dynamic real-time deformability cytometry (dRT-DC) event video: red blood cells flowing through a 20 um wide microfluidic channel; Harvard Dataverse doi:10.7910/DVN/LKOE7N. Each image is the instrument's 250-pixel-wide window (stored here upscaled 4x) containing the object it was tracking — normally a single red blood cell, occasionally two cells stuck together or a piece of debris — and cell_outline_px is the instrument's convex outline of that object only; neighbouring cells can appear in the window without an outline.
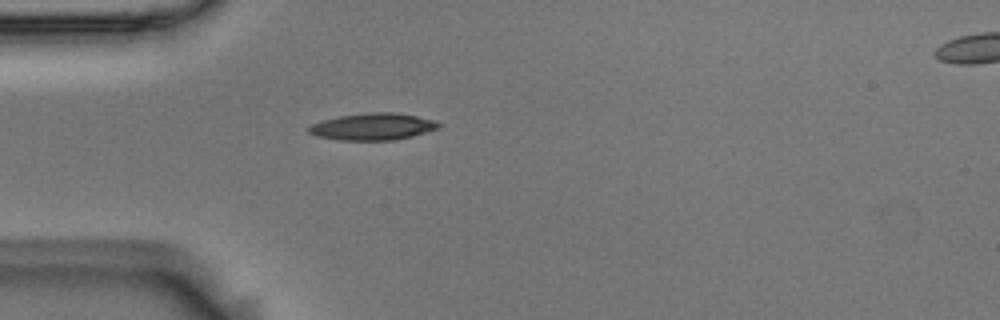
{"species": "Egyptian fruit bat (a non-hibernating species)", "species_latin": "Rousettus aegyptiacus", "temperature_condition": "room temperature", "stored_images_in_passage": 2, "camera_frame_rate_fps": 3000, "um_per_image_px": 0.085, "animal": {"sex": "male"}, "frame": {"image": 1, "passage_image": 1, "time_ms": 0.0, "image_size_px": [1000, 320], "cell_outline_px": [[440, 128], [412, 136], [392, 140], [340, 140], [316, 136], [308, 132], [308, 128], [312, 124], [324, 120], [340, 116], [368, 112], [392, 112], [416, 116], [436, 120], [440, 124]], "centroid_in_image_um": [31.71, 10.76], "position_along_channel_um": 53.3, "area_um2": 20.23}}